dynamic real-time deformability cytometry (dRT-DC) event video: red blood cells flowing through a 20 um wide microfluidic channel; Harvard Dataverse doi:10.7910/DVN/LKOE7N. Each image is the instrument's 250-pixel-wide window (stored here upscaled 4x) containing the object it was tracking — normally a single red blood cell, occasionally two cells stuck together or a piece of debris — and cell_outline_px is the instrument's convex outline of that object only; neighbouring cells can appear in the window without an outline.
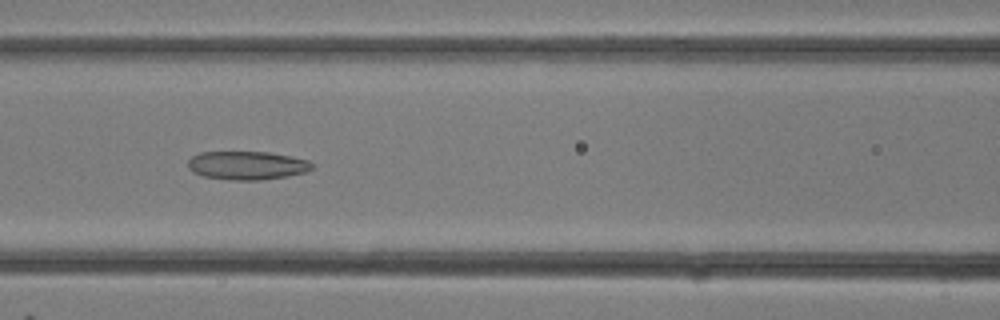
{"species": "common noctule bat (a hibernating species)", "species_latin": "Nyctalus noctula", "temperature_condition": "room temperature", "stored_images_in_passage": 32, "camera_frame_rate_fps": 3000, "um_per_image_px": 0.085, "animal": {"sex": "female"}, "frame": {"image": 1, "passage_image": 14, "time_ms": 4.333, "image_size_px": [1000, 320], "cell_outline_px": [[316, 164], [312, 168], [304, 172], [288, 176], [264, 180], [232, 180], [204, 176], [192, 172], [188, 168], [188, 160], [192, 156], [200, 152], [268, 152], [292, 156], [308, 160]], "centroid_in_image_um": [21.01, 14.06], "position_along_channel_um": 145.6, "area_um2": 20.75}}
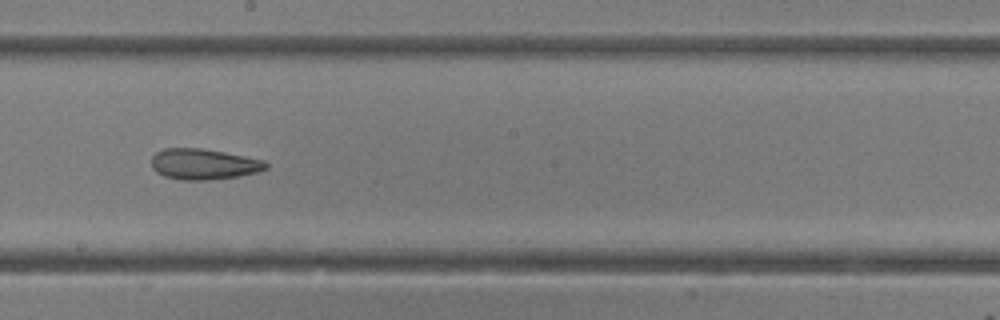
{"frame": {"image": 2, "passage_image": 18, "time_ms": 5.667, "image_size_px": [1000, 320], "cell_outline_px": [[268, 168], [260, 172], [236, 176], [208, 180], [180, 180], [164, 176], [156, 172], [152, 168], [152, 156], [156, 152], [164, 148], [200, 148], [224, 152], [264, 160], [268, 164]], "centroid_in_image_um": [17.31, 13.95], "position_along_channel_um": 230.9, "area_um2": 20.58}}
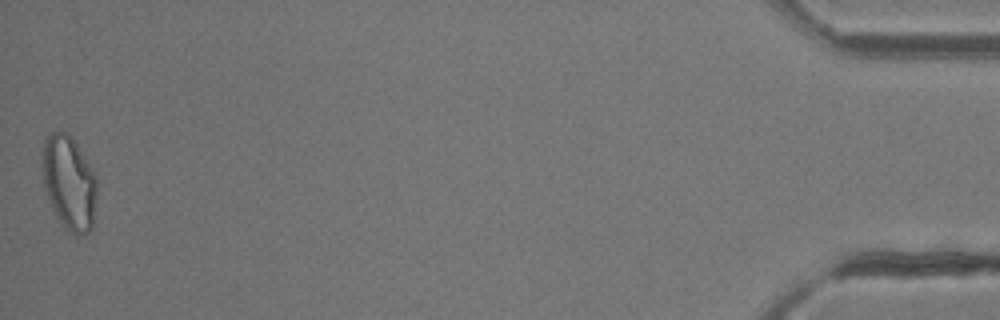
{"frame": {"image": 3, "passage_image": 32, "time_ms": 10.333, "image_size_px": [1000, 320], "cell_outline_px": [[96, 196], [92, 228], [88, 232], [76, 236], [64, 228], [56, 216], [48, 200], [44, 188], [40, 160], [44, 136], [48, 132], [64, 132], [72, 136], [96, 172]], "centroid_in_image_um": [5.84, 15.48], "position_along_channel_um": 429.4, "area_um2": 30.81}}